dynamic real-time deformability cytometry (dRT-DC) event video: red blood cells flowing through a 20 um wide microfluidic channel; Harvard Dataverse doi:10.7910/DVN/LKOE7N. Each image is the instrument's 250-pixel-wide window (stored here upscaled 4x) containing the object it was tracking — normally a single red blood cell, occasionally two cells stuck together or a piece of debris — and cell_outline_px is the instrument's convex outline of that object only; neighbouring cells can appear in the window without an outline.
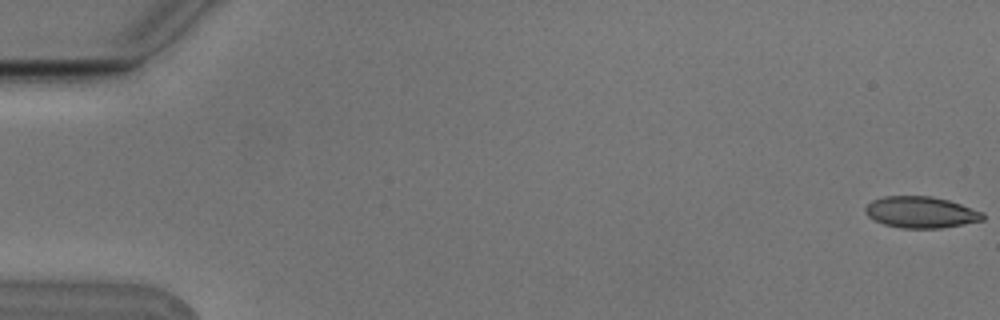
{"species": "Egyptian fruit bat (a non-hibernating species)", "species_latin": "Rousettus aegyptiacus", "temperature_condition": "cold", "stored_images_in_passage": 5, "camera_frame_rate_fps": 3000, "um_per_image_px": 0.085, "animal": {"sex": "male"}, "frame": {"image": 1, "passage_image": 1, "time_ms": 0.0, "image_size_px": [1000, 320], "cell_outline_px": [[984, 220], [964, 224], [940, 228], [900, 228], [884, 224], [868, 216], [864, 208], [872, 200], [884, 196], [932, 196], [948, 200], [984, 212]], "centroid_in_image_um": [78.29, 18.04], "position_along_channel_um": 6.7, "area_um2": 21.44}}
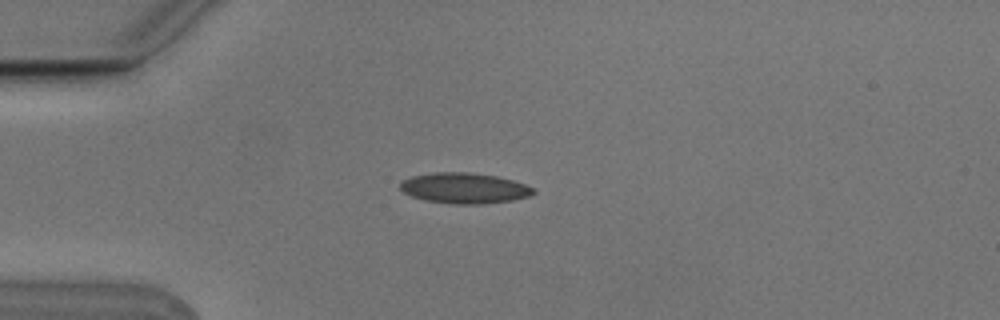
{"frame": {"image": 2, "passage_image": 5, "time_ms": 1.333, "image_size_px": [1000, 320], "cell_outline_px": [[536, 192], [528, 196], [512, 200], [484, 204], [456, 204], [424, 200], [412, 196], [404, 192], [400, 188], [400, 184], [404, 180], [412, 176], [432, 172], [468, 172], [496, 176], [512, 180], [524, 184], [532, 188]], "centroid_in_image_um": [39.46, 15.99], "position_along_channel_um": 45.5, "area_um2": 23.58}}